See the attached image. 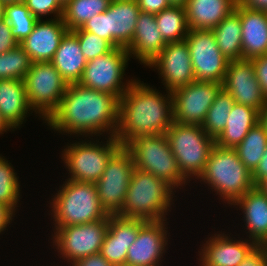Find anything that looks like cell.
Returning a JSON list of instances; mask_svg holds the SVG:
<instances>
[{
  "instance_id": "1",
  "label": "cell",
  "mask_w": 267,
  "mask_h": 266,
  "mask_svg": "<svg viewBox=\"0 0 267 266\" xmlns=\"http://www.w3.org/2000/svg\"><path fill=\"white\" fill-rule=\"evenodd\" d=\"M118 104L114 95L79 83L68 84L57 108L43 123L49 130L74 139L114 137Z\"/></svg>"
},
{
  "instance_id": "2",
  "label": "cell",
  "mask_w": 267,
  "mask_h": 266,
  "mask_svg": "<svg viewBox=\"0 0 267 266\" xmlns=\"http://www.w3.org/2000/svg\"><path fill=\"white\" fill-rule=\"evenodd\" d=\"M155 88L138 77L120 97L115 139L125 146L139 136L165 134L174 122L171 92Z\"/></svg>"
},
{
  "instance_id": "3",
  "label": "cell",
  "mask_w": 267,
  "mask_h": 266,
  "mask_svg": "<svg viewBox=\"0 0 267 266\" xmlns=\"http://www.w3.org/2000/svg\"><path fill=\"white\" fill-rule=\"evenodd\" d=\"M202 187L214 192L225 207L255 187L252 173L241 162L234 148H223L216 144L211 150L203 173L197 179ZM227 205V206H226ZM229 205V206H228Z\"/></svg>"
},
{
  "instance_id": "4",
  "label": "cell",
  "mask_w": 267,
  "mask_h": 266,
  "mask_svg": "<svg viewBox=\"0 0 267 266\" xmlns=\"http://www.w3.org/2000/svg\"><path fill=\"white\" fill-rule=\"evenodd\" d=\"M176 193L164 180L135 168L125 202L117 214L145 221L169 220L172 206L176 207Z\"/></svg>"
},
{
  "instance_id": "5",
  "label": "cell",
  "mask_w": 267,
  "mask_h": 266,
  "mask_svg": "<svg viewBox=\"0 0 267 266\" xmlns=\"http://www.w3.org/2000/svg\"><path fill=\"white\" fill-rule=\"evenodd\" d=\"M61 183L46 201L50 205L47 214L51 215L52 227L81 225L109 216L100 204L95 184L67 179Z\"/></svg>"
},
{
  "instance_id": "6",
  "label": "cell",
  "mask_w": 267,
  "mask_h": 266,
  "mask_svg": "<svg viewBox=\"0 0 267 266\" xmlns=\"http://www.w3.org/2000/svg\"><path fill=\"white\" fill-rule=\"evenodd\" d=\"M69 140L60 151L61 162L64 163L62 165L66 172L68 171L66 173L68 176L65 178L93 184L104 173L109 159L122 147L115 137H102V139L101 137H86L75 141Z\"/></svg>"
},
{
  "instance_id": "7",
  "label": "cell",
  "mask_w": 267,
  "mask_h": 266,
  "mask_svg": "<svg viewBox=\"0 0 267 266\" xmlns=\"http://www.w3.org/2000/svg\"><path fill=\"white\" fill-rule=\"evenodd\" d=\"M131 154L134 167L168 183L177 193L190 182L182 175L166 134L139 136L124 146Z\"/></svg>"
},
{
  "instance_id": "8",
  "label": "cell",
  "mask_w": 267,
  "mask_h": 266,
  "mask_svg": "<svg viewBox=\"0 0 267 266\" xmlns=\"http://www.w3.org/2000/svg\"><path fill=\"white\" fill-rule=\"evenodd\" d=\"M172 153L182 175L191 183H199L215 139L209 136L201 125L173 122L166 131Z\"/></svg>"
},
{
  "instance_id": "9",
  "label": "cell",
  "mask_w": 267,
  "mask_h": 266,
  "mask_svg": "<svg viewBox=\"0 0 267 266\" xmlns=\"http://www.w3.org/2000/svg\"><path fill=\"white\" fill-rule=\"evenodd\" d=\"M108 227L109 216L81 225L53 226L49 243H52L51 249L58 253V258L64 260L60 262L70 266L82 258L100 253Z\"/></svg>"
},
{
  "instance_id": "10",
  "label": "cell",
  "mask_w": 267,
  "mask_h": 266,
  "mask_svg": "<svg viewBox=\"0 0 267 266\" xmlns=\"http://www.w3.org/2000/svg\"><path fill=\"white\" fill-rule=\"evenodd\" d=\"M130 59L124 47L114 48L105 55L87 61L78 83L114 95L119 100L136 80L135 76L131 78L126 75Z\"/></svg>"
},
{
  "instance_id": "11",
  "label": "cell",
  "mask_w": 267,
  "mask_h": 266,
  "mask_svg": "<svg viewBox=\"0 0 267 266\" xmlns=\"http://www.w3.org/2000/svg\"><path fill=\"white\" fill-rule=\"evenodd\" d=\"M24 84L29 105L43 122L57 108L68 86L50 62L32 63Z\"/></svg>"
},
{
  "instance_id": "12",
  "label": "cell",
  "mask_w": 267,
  "mask_h": 266,
  "mask_svg": "<svg viewBox=\"0 0 267 266\" xmlns=\"http://www.w3.org/2000/svg\"><path fill=\"white\" fill-rule=\"evenodd\" d=\"M135 167L130 152L122 146L108 161L95 183L100 204L110 214H117L125 202Z\"/></svg>"
},
{
  "instance_id": "13",
  "label": "cell",
  "mask_w": 267,
  "mask_h": 266,
  "mask_svg": "<svg viewBox=\"0 0 267 266\" xmlns=\"http://www.w3.org/2000/svg\"><path fill=\"white\" fill-rule=\"evenodd\" d=\"M185 41L189 47L195 80L222 83L229 60L218 48L213 31L190 29Z\"/></svg>"
},
{
  "instance_id": "14",
  "label": "cell",
  "mask_w": 267,
  "mask_h": 266,
  "mask_svg": "<svg viewBox=\"0 0 267 266\" xmlns=\"http://www.w3.org/2000/svg\"><path fill=\"white\" fill-rule=\"evenodd\" d=\"M222 89V83L193 81L173 92V118L181 124L202 125L207 111Z\"/></svg>"
},
{
  "instance_id": "15",
  "label": "cell",
  "mask_w": 267,
  "mask_h": 266,
  "mask_svg": "<svg viewBox=\"0 0 267 266\" xmlns=\"http://www.w3.org/2000/svg\"><path fill=\"white\" fill-rule=\"evenodd\" d=\"M208 234V237L201 241V247L199 246V266H238L258 245L246 237H241L240 233L233 235L231 231L214 230V233Z\"/></svg>"
},
{
  "instance_id": "16",
  "label": "cell",
  "mask_w": 267,
  "mask_h": 266,
  "mask_svg": "<svg viewBox=\"0 0 267 266\" xmlns=\"http://www.w3.org/2000/svg\"><path fill=\"white\" fill-rule=\"evenodd\" d=\"M168 225L167 220L146 221L139 228L136 240L128 248L125 266L163 265L171 239Z\"/></svg>"
},
{
  "instance_id": "17",
  "label": "cell",
  "mask_w": 267,
  "mask_h": 266,
  "mask_svg": "<svg viewBox=\"0 0 267 266\" xmlns=\"http://www.w3.org/2000/svg\"><path fill=\"white\" fill-rule=\"evenodd\" d=\"M156 70L166 91L187 86L195 80L190 51L186 41L167 43L163 50L146 66Z\"/></svg>"
},
{
  "instance_id": "18",
  "label": "cell",
  "mask_w": 267,
  "mask_h": 266,
  "mask_svg": "<svg viewBox=\"0 0 267 266\" xmlns=\"http://www.w3.org/2000/svg\"><path fill=\"white\" fill-rule=\"evenodd\" d=\"M222 88L234 99L235 103L257 109L259 112L266 104L252 60H231L227 66Z\"/></svg>"
},
{
  "instance_id": "19",
  "label": "cell",
  "mask_w": 267,
  "mask_h": 266,
  "mask_svg": "<svg viewBox=\"0 0 267 266\" xmlns=\"http://www.w3.org/2000/svg\"><path fill=\"white\" fill-rule=\"evenodd\" d=\"M145 220L109 215V227L100 254L113 266H125L129 246L136 240Z\"/></svg>"
},
{
  "instance_id": "20",
  "label": "cell",
  "mask_w": 267,
  "mask_h": 266,
  "mask_svg": "<svg viewBox=\"0 0 267 266\" xmlns=\"http://www.w3.org/2000/svg\"><path fill=\"white\" fill-rule=\"evenodd\" d=\"M62 17L38 20L29 36L20 45L32 63L51 62L62 38L68 32Z\"/></svg>"
},
{
  "instance_id": "21",
  "label": "cell",
  "mask_w": 267,
  "mask_h": 266,
  "mask_svg": "<svg viewBox=\"0 0 267 266\" xmlns=\"http://www.w3.org/2000/svg\"><path fill=\"white\" fill-rule=\"evenodd\" d=\"M230 207L241 211L239 215H242V218L240 219L244 222L241 227L245 228L241 230L244 233L243 237L246 234L247 239L258 245H267V195L254 187Z\"/></svg>"
},
{
  "instance_id": "22",
  "label": "cell",
  "mask_w": 267,
  "mask_h": 266,
  "mask_svg": "<svg viewBox=\"0 0 267 266\" xmlns=\"http://www.w3.org/2000/svg\"><path fill=\"white\" fill-rule=\"evenodd\" d=\"M167 43L158 29L154 14L140 12L131 43L125 48L130 58L144 68L163 50Z\"/></svg>"
},
{
  "instance_id": "23",
  "label": "cell",
  "mask_w": 267,
  "mask_h": 266,
  "mask_svg": "<svg viewBox=\"0 0 267 266\" xmlns=\"http://www.w3.org/2000/svg\"><path fill=\"white\" fill-rule=\"evenodd\" d=\"M0 113L14 131L20 130L32 113L42 120L29 105L24 80H0Z\"/></svg>"
},
{
  "instance_id": "24",
  "label": "cell",
  "mask_w": 267,
  "mask_h": 266,
  "mask_svg": "<svg viewBox=\"0 0 267 266\" xmlns=\"http://www.w3.org/2000/svg\"><path fill=\"white\" fill-rule=\"evenodd\" d=\"M242 26V59L267 54V12L240 4Z\"/></svg>"
},
{
  "instance_id": "25",
  "label": "cell",
  "mask_w": 267,
  "mask_h": 266,
  "mask_svg": "<svg viewBox=\"0 0 267 266\" xmlns=\"http://www.w3.org/2000/svg\"><path fill=\"white\" fill-rule=\"evenodd\" d=\"M237 0H187L189 29L212 30L234 11Z\"/></svg>"
},
{
  "instance_id": "26",
  "label": "cell",
  "mask_w": 267,
  "mask_h": 266,
  "mask_svg": "<svg viewBox=\"0 0 267 266\" xmlns=\"http://www.w3.org/2000/svg\"><path fill=\"white\" fill-rule=\"evenodd\" d=\"M140 8L136 0H111L108 7L109 35L126 48L132 41Z\"/></svg>"
},
{
  "instance_id": "27",
  "label": "cell",
  "mask_w": 267,
  "mask_h": 266,
  "mask_svg": "<svg viewBox=\"0 0 267 266\" xmlns=\"http://www.w3.org/2000/svg\"><path fill=\"white\" fill-rule=\"evenodd\" d=\"M67 84L78 83L87 64L77 37L68 31L50 62Z\"/></svg>"
},
{
  "instance_id": "28",
  "label": "cell",
  "mask_w": 267,
  "mask_h": 266,
  "mask_svg": "<svg viewBox=\"0 0 267 266\" xmlns=\"http://www.w3.org/2000/svg\"><path fill=\"white\" fill-rule=\"evenodd\" d=\"M258 122L260 112L257 109L234 103L227 124L215 139V144L223 148H235Z\"/></svg>"
},
{
  "instance_id": "29",
  "label": "cell",
  "mask_w": 267,
  "mask_h": 266,
  "mask_svg": "<svg viewBox=\"0 0 267 266\" xmlns=\"http://www.w3.org/2000/svg\"><path fill=\"white\" fill-rule=\"evenodd\" d=\"M218 48L229 60L242 59V26L240 22V3L235 9L212 29Z\"/></svg>"
},
{
  "instance_id": "30",
  "label": "cell",
  "mask_w": 267,
  "mask_h": 266,
  "mask_svg": "<svg viewBox=\"0 0 267 266\" xmlns=\"http://www.w3.org/2000/svg\"><path fill=\"white\" fill-rule=\"evenodd\" d=\"M156 23L166 43L184 41L189 33L185 7L169 6L155 15Z\"/></svg>"
},
{
  "instance_id": "31",
  "label": "cell",
  "mask_w": 267,
  "mask_h": 266,
  "mask_svg": "<svg viewBox=\"0 0 267 266\" xmlns=\"http://www.w3.org/2000/svg\"><path fill=\"white\" fill-rule=\"evenodd\" d=\"M266 146L267 131L265 126L258 122L234 149L241 162L253 173L264 155Z\"/></svg>"
},
{
  "instance_id": "32",
  "label": "cell",
  "mask_w": 267,
  "mask_h": 266,
  "mask_svg": "<svg viewBox=\"0 0 267 266\" xmlns=\"http://www.w3.org/2000/svg\"><path fill=\"white\" fill-rule=\"evenodd\" d=\"M111 0H71L64 6L62 19L69 31L80 28L93 16L103 13Z\"/></svg>"
},
{
  "instance_id": "33",
  "label": "cell",
  "mask_w": 267,
  "mask_h": 266,
  "mask_svg": "<svg viewBox=\"0 0 267 266\" xmlns=\"http://www.w3.org/2000/svg\"><path fill=\"white\" fill-rule=\"evenodd\" d=\"M7 159L9 158L0 154V202L9 206L17 214L18 207H21L20 200L23 198L21 181L15 167Z\"/></svg>"
},
{
  "instance_id": "34",
  "label": "cell",
  "mask_w": 267,
  "mask_h": 266,
  "mask_svg": "<svg viewBox=\"0 0 267 266\" xmlns=\"http://www.w3.org/2000/svg\"><path fill=\"white\" fill-rule=\"evenodd\" d=\"M234 103L232 96L222 88L207 111L205 121L201 125L209 136L216 139L221 134L227 124L229 112Z\"/></svg>"
},
{
  "instance_id": "35",
  "label": "cell",
  "mask_w": 267,
  "mask_h": 266,
  "mask_svg": "<svg viewBox=\"0 0 267 266\" xmlns=\"http://www.w3.org/2000/svg\"><path fill=\"white\" fill-rule=\"evenodd\" d=\"M5 20L12 28L13 37L19 44L31 34L38 21L23 1L6 4Z\"/></svg>"
},
{
  "instance_id": "36",
  "label": "cell",
  "mask_w": 267,
  "mask_h": 266,
  "mask_svg": "<svg viewBox=\"0 0 267 266\" xmlns=\"http://www.w3.org/2000/svg\"><path fill=\"white\" fill-rule=\"evenodd\" d=\"M29 55L19 44L15 48L0 54V80H24L31 67Z\"/></svg>"
},
{
  "instance_id": "37",
  "label": "cell",
  "mask_w": 267,
  "mask_h": 266,
  "mask_svg": "<svg viewBox=\"0 0 267 266\" xmlns=\"http://www.w3.org/2000/svg\"><path fill=\"white\" fill-rule=\"evenodd\" d=\"M78 39L80 49L87 61L105 55L115 47L107 40L84 30L71 31Z\"/></svg>"
},
{
  "instance_id": "38",
  "label": "cell",
  "mask_w": 267,
  "mask_h": 266,
  "mask_svg": "<svg viewBox=\"0 0 267 266\" xmlns=\"http://www.w3.org/2000/svg\"><path fill=\"white\" fill-rule=\"evenodd\" d=\"M23 2L37 20H43V18L50 20L63 16L64 7L59 0H23Z\"/></svg>"
},
{
  "instance_id": "39",
  "label": "cell",
  "mask_w": 267,
  "mask_h": 266,
  "mask_svg": "<svg viewBox=\"0 0 267 266\" xmlns=\"http://www.w3.org/2000/svg\"><path fill=\"white\" fill-rule=\"evenodd\" d=\"M74 30H84L107 40L115 48L121 47L110 35L108 24V9L103 13L93 16L90 20L86 21L80 28Z\"/></svg>"
},
{
  "instance_id": "40",
  "label": "cell",
  "mask_w": 267,
  "mask_h": 266,
  "mask_svg": "<svg viewBox=\"0 0 267 266\" xmlns=\"http://www.w3.org/2000/svg\"><path fill=\"white\" fill-rule=\"evenodd\" d=\"M254 64V71L258 84L267 101V54L251 59Z\"/></svg>"
},
{
  "instance_id": "41",
  "label": "cell",
  "mask_w": 267,
  "mask_h": 266,
  "mask_svg": "<svg viewBox=\"0 0 267 266\" xmlns=\"http://www.w3.org/2000/svg\"><path fill=\"white\" fill-rule=\"evenodd\" d=\"M19 43L13 37L12 28L9 23L3 19L0 21V54L15 48Z\"/></svg>"
},
{
  "instance_id": "42",
  "label": "cell",
  "mask_w": 267,
  "mask_h": 266,
  "mask_svg": "<svg viewBox=\"0 0 267 266\" xmlns=\"http://www.w3.org/2000/svg\"><path fill=\"white\" fill-rule=\"evenodd\" d=\"M238 266H267V245H257Z\"/></svg>"
},
{
  "instance_id": "43",
  "label": "cell",
  "mask_w": 267,
  "mask_h": 266,
  "mask_svg": "<svg viewBox=\"0 0 267 266\" xmlns=\"http://www.w3.org/2000/svg\"><path fill=\"white\" fill-rule=\"evenodd\" d=\"M140 12L149 13V14H158L165 8H168L170 5L168 0H136Z\"/></svg>"
},
{
  "instance_id": "44",
  "label": "cell",
  "mask_w": 267,
  "mask_h": 266,
  "mask_svg": "<svg viewBox=\"0 0 267 266\" xmlns=\"http://www.w3.org/2000/svg\"><path fill=\"white\" fill-rule=\"evenodd\" d=\"M16 213L7 205L0 202V234L3 235L14 222ZM13 221V222H12ZM10 225V227H9ZM0 235V236H1Z\"/></svg>"
},
{
  "instance_id": "45",
  "label": "cell",
  "mask_w": 267,
  "mask_h": 266,
  "mask_svg": "<svg viewBox=\"0 0 267 266\" xmlns=\"http://www.w3.org/2000/svg\"><path fill=\"white\" fill-rule=\"evenodd\" d=\"M67 266V265H66ZM70 266H113L108 262L100 253L96 255H90L79 261L71 264Z\"/></svg>"
},
{
  "instance_id": "46",
  "label": "cell",
  "mask_w": 267,
  "mask_h": 266,
  "mask_svg": "<svg viewBox=\"0 0 267 266\" xmlns=\"http://www.w3.org/2000/svg\"><path fill=\"white\" fill-rule=\"evenodd\" d=\"M267 177V146L264 151V155L259 162L258 167L252 173V179L255 186L263 179Z\"/></svg>"
},
{
  "instance_id": "47",
  "label": "cell",
  "mask_w": 267,
  "mask_h": 266,
  "mask_svg": "<svg viewBox=\"0 0 267 266\" xmlns=\"http://www.w3.org/2000/svg\"><path fill=\"white\" fill-rule=\"evenodd\" d=\"M241 5L267 12V0H237Z\"/></svg>"
},
{
  "instance_id": "48",
  "label": "cell",
  "mask_w": 267,
  "mask_h": 266,
  "mask_svg": "<svg viewBox=\"0 0 267 266\" xmlns=\"http://www.w3.org/2000/svg\"><path fill=\"white\" fill-rule=\"evenodd\" d=\"M8 132H14V130L6 123V121L3 119L1 113H0V135L1 137L3 136L2 134H7Z\"/></svg>"
},
{
  "instance_id": "49",
  "label": "cell",
  "mask_w": 267,
  "mask_h": 266,
  "mask_svg": "<svg viewBox=\"0 0 267 266\" xmlns=\"http://www.w3.org/2000/svg\"><path fill=\"white\" fill-rule=\"evenodd\" d=\"M260 122L265 126L267 131V102L260 112Z\"/></svg>"
},
{
  "instance_id": "50",
  "label": "cell",
  "mask_w": 267,
  "mask_h": 266,
  "mask_svg": "<svg viewBox=\"0 0 267 266\" xmlns=\"http://www.w3.org/2000/svg\"><path fill=\"white\" fill-rule=\"evenodd\" d=\"M255 187L267 195V177L263 178Z\"/></svg>"
},
{
  "instance_id": "51",
  "label": "cell",
  "mask_w": 267,
  "mask_h": 266,
  "mask_svg": "<svg viewBox=\"0 0 267 266\" xmlns=\"http://www.w3.org/2000/svg\"><path fill=\"white\" fill-rule=\"evenodd\" d=\"M170 5L185 7L187 0H168Z\"/></svg>"
},
{
  "instance_id": "52",
  "label": "cell",
  "mask_w": 267,
  "mask_h": 266,
  "mask_svg": "<svg viewBox=\"0 0 267 266\" xmlns=\"http://www.w3.org/2000/svg\"><path fill=\"white\" fill-rule=\"evenodd\" d=\"M5 6L6 4L0 1V21L5 19Z\"/></svg>"
},
{
  "instance_id": "53",
  "label": "cell",
  "mask_w": 267,
  "mask_h": 266,
  "mask_svg": "<svg viewBox=\"0 0 267 266\" xmlns=\"http://www.w3.org/2000/svg\"><path fill=\"white\" fill-rule=\"evenodd\" d=\"M1 2L8 4V3H17V2H21L23 0H0Z\"/></svg>"
},
{
  "instance_id": "54",
  "label": "cell",
  "mask_w": 267,
  "mask_h": 266,
  "mask_svg": "<svg viewBox=\"0 0 267 266\" xmlns=\"http://www.w3.org/2000/svg\"><path fill=\"white\" fill-rule=\"evenodd\" d=\"M71 0H59V2L61 3V5L64 7L66 6Z\"/></svg>"
}]
</instances>
